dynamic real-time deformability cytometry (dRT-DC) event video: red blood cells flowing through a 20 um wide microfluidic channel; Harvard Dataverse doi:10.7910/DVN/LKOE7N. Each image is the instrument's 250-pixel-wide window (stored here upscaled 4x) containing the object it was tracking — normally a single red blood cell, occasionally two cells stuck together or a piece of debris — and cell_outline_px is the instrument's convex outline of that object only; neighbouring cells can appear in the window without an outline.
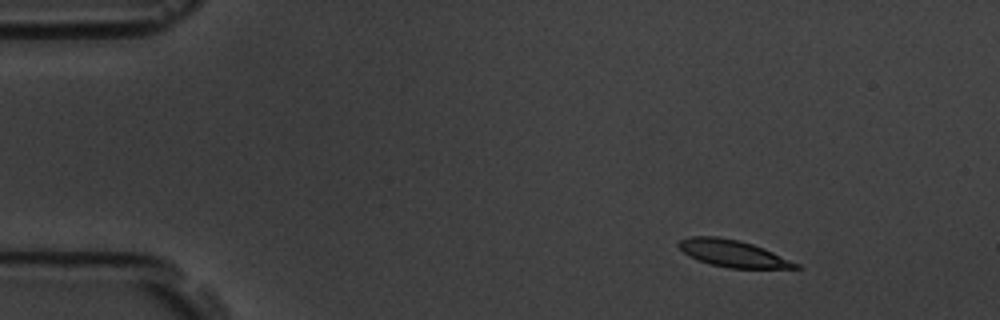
{"species": "common noctule bat (a hibernating species)", "species_latin": "Nyctalus noctula", "temperature_condition": "room temperature", "stored_images_in_passage": 7, "camera_frame_rate_fps": 3000, "um_per_image_px": 0.085, "animal": {"sex": "male", "body_mass_g": 19.5, "forearm_length_mm": 54.6}, "frame": {"image": 1, "passage_image": 2, "time_ms": 0.333, "image_size_px": [1000, 320], "cell_outline_px": [[800, 268], [728, 268], [712, 264], [688, 256], [676, 244], [680, 240], [692, 236], [716, 236], [736, 240], [752, 244], [764, 248], [800, 264]], "centroid_in_image_um": [62.29, 21.54], "position_along_channel_um": 22.7, "area_um2": 18.09}}
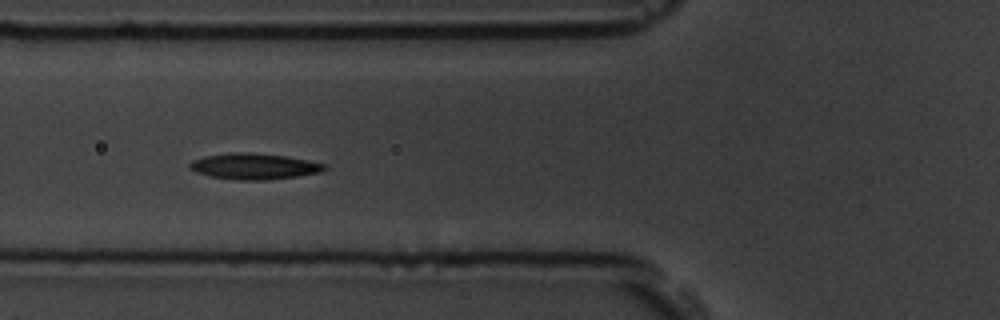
{"frame": {"image": 2, "passage_image": 6, "time_ms": 1.667, "image_size_px": [1000, 320], "cell_outline_px": [[328, 168], [320, 172], [296, 176], [264, 180], [240, 180], [212, 176], [196, 172], [188, 168], [188, 164], [192, 160], [204, 156], [232, 152], [252, 152], [284, 156], [308, 160], [328, 164]], "centroid_in_image_um": [21.6, 14.12], "position_along_channel_um": 104.2, "area_um2": 20.4}}
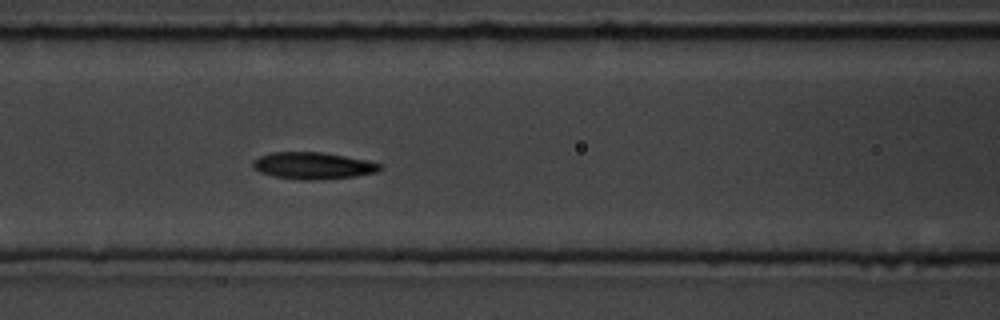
{"frame": {"image": 3, "passage_image": 7, "time_ms": 2.0, "image_size_px": [1000, 320], "cell_outline_px": [[380, 168], [376, 172], [356, 176], [320, 180], [304, 180], [276, 176], [260, 172], [252, 168], [252, 160], [260, 156], [272, 152], [324, 152], [368, 160], [380, 164]], "centroid_in_image_um": [26.59, 14.07], "position_along_channel_um": 140.0, "area_um2": 19.88}}